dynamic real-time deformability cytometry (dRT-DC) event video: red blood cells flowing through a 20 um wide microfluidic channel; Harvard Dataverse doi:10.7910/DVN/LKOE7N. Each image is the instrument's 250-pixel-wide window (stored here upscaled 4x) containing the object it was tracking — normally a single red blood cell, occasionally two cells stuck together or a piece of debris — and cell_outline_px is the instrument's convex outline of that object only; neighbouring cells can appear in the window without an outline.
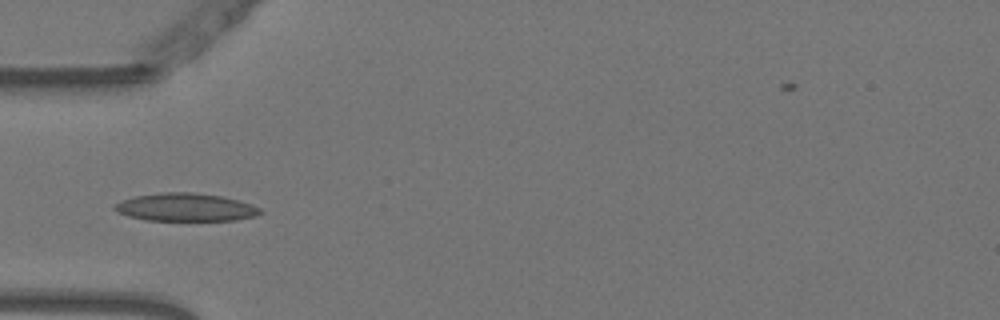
{"species": "Egyptian fruit bat (a non-hibernating species)", "species_latin": "Rousettus aegyptiacus", "temperature_condition": "warm", "stored_images_in_passage": 27, "camera_frame_rate_fps": 3000, "um_per_image_px": 0.085, "animal": {"sex": "female"}, "frame": {"image": 1, "passage_image": 1, "time_ms": 0.0, "image_size_px": [1000, 320], "cell_outline_px": [[264, 212], [256, 216], [236, 220], [144, 220], [128, 216], [116, 212], [112, 208], [112, 204], [120, 200], [136, 196], [160, 192], [192, 192], [224, 196], [240, 200], [260, 208]], "centroid_in_image_um": [15.75, 17.61], "position_along_channel_um": 69.3, "area_um2": 24.04}}
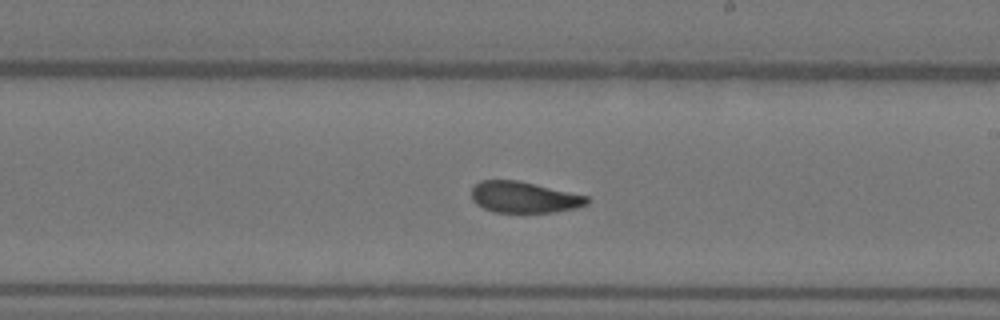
{"frame": {"image": 2, "passage_image": 15, "time_ms": 4.667, "image_size_px": [1000, 320], "cell_outline_px": [[588, 204], [576, 208], [552, 212], [496, 212], [484, 208], [476, 204], [472, 200], [472, 188], [480, 180], [516, 180], [588, 196]], "centroid_in_image_um": [44.52, 16.76], "position_along_channel_um": 244.5, "area_um2": 20.75}}
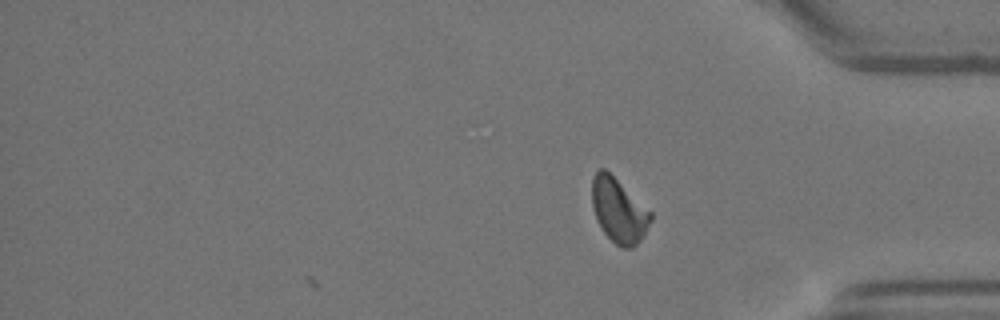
{"frame": {"image": 3, "passage_image": 27, "time_ms": 8.667, "image_size_px": [1000, 320], "cell_outline_px": [[652, 220], [644, 236], [632, 248], [620, 248], [600, 228], [596, 220], [592, 208], [592, 176], [600, 168], [604, 168], [652, 212]], "centroid_in_image_um": [52.58, 17.91], "position_along_channel_um": 382.6, "area_um2": 22.02}, "authors_computed_cell_mechanics": {"area_um2": 21.7906, "velocity_mm_per_s": 3.7391, "shape_relaxation_time_tau1_ms": 7.1292, "shape_relaxation_time_tau2_ms": 2.0733, "deformation_change_tau1": 0.1757, "deformation_change_tau2": 0.0735}}